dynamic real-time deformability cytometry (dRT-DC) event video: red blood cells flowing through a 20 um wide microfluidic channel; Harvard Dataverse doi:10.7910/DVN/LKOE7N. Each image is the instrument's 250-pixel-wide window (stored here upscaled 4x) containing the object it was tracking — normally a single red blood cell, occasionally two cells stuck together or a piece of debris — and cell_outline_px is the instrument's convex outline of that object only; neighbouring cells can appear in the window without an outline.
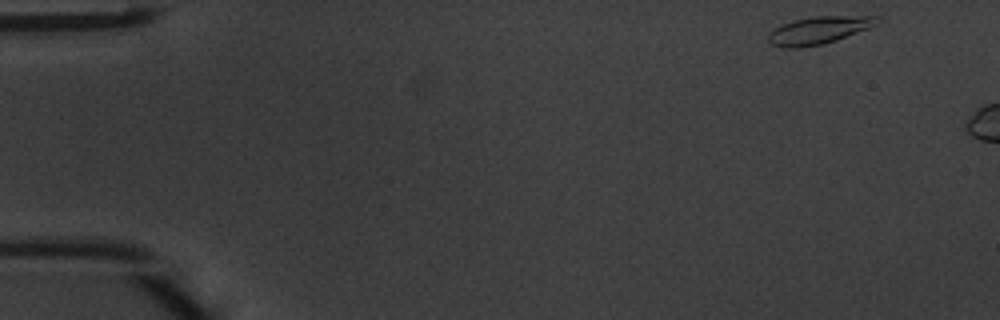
{"species": "common noctule bat (a hibernating species)", "species_latin": "Nyctalus noctula", "temperature_condition": "warm", "stored_images_in_passage": 5, "camera_frame_rate_fps": 3000, "um_per_image_px": 0.085, "animal": {"sex": "male", "body_mass_g": 20.1, "forearm_length_mm": 53.5}, "frame": {"image": 1, "passage_image": 1, "time_ms": 0.0, "image_size_px": [1000, 320], "cell_outline_px": [[880, 24], [836, 40], [824, 44], [800, 48], [784, 48], [772, 44], [768, 40], [768, 36], [776, 28], [792, 20], [812, 16], [880, 16]], "centroid_in_image_um": [69.65, 2.57], "position_along_channel_um": 15.4, "area_um2": 17.46}}